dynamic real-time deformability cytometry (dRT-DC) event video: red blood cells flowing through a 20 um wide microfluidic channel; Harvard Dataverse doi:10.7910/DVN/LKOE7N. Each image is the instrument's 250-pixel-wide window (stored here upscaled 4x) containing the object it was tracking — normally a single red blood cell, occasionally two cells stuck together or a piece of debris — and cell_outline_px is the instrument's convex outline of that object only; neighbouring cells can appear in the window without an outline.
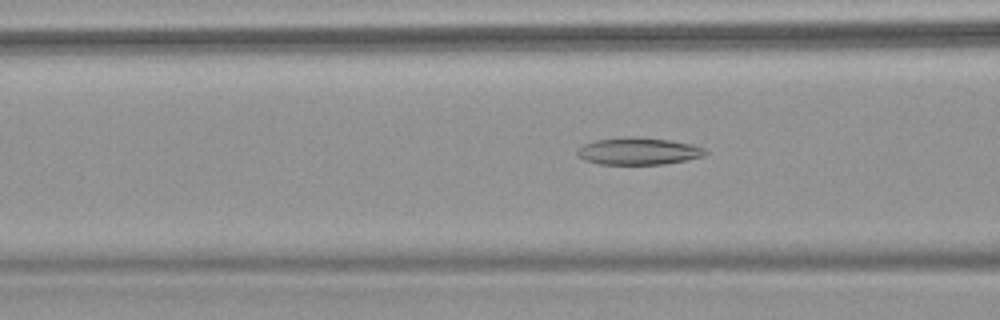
{"species": "common noctule bat (a hibernating species)", "species_latin": "Nyctalus noctula", "temperature_condition": "warm", "stored_images_in_passage": 48, "camera_frame_rate_fps": 3000, "um_per_image_px": 0.085, "animal": {"sex": "female", "body_mass_g": 18.4}, "frame": {"image": 1, "passage_image": 7, "time_ms": 2.0, "image_size_px": [1000, 320], "cell_outline_px": [[708, 152], [704, 156], [688, 160], [664, 164], [600, 164], [584, 160], [576, 156], [576, 152], [584, 144], [596, 140], [628, 136], [632, 136], [668, 140], [692, 144], [704, 148]], "centroid_in_image_um": [54.27, 12.85], "position_along_channel_um": 112.3, "area_um2": 20.29}}
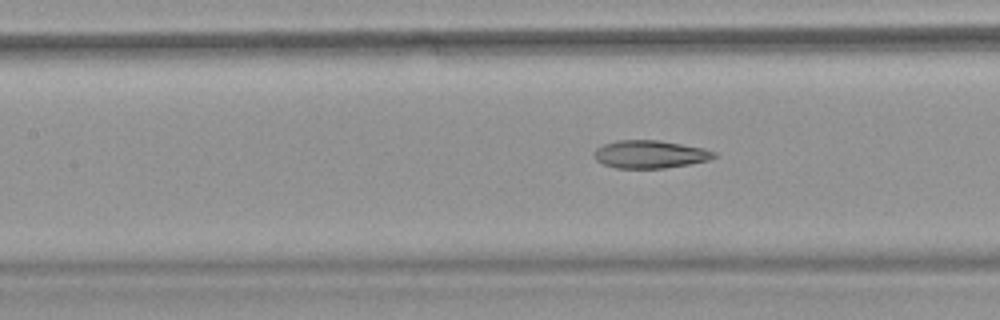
{"frame": {"image": 2, "passage_image": 11, "time_ms": 3.333, "image_size_px": [1000, 320], "cell_outline_px": [[716, 156], [708, 160], [688, 164], [664, 168], [616, 168], [604, 164], [596, 160], [592, 156], [592, 152], [596, 148], [604, 144], [616, 140], [656, 140], [704, 148], [716, 152]], "centroid_in_image_um": [55.2, 13.11], "position_along_channel_um": 152.2, "area_um2": 19.42}}
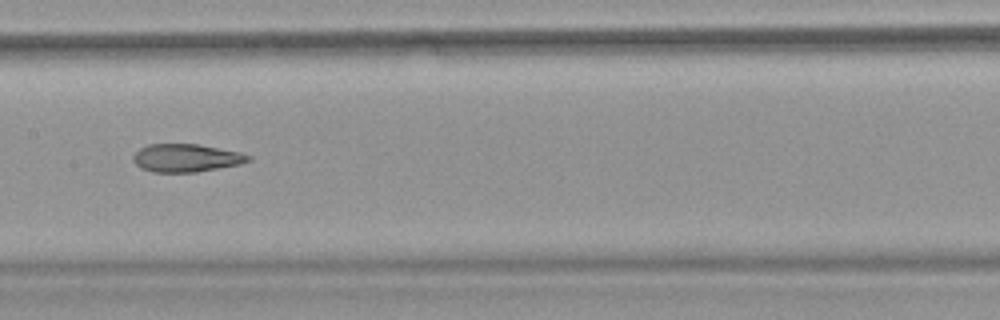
{"frame": {"image": 3, "passage_image": 15, "time_ms": 4.667, "image_size_px": [1000, 320], "cell_outline_px": [[252, 160], [240, 164], [196, 172], [152, 172], [140, 168], [132, 160], [132, 156], [140, 148], [148, 144], [196, 144], [240, 152], [252, 156]], "centroid_in_image_um": [15.81, 13.43], "position_along_channel_um": 191.6, "area_um2": 18.79}}